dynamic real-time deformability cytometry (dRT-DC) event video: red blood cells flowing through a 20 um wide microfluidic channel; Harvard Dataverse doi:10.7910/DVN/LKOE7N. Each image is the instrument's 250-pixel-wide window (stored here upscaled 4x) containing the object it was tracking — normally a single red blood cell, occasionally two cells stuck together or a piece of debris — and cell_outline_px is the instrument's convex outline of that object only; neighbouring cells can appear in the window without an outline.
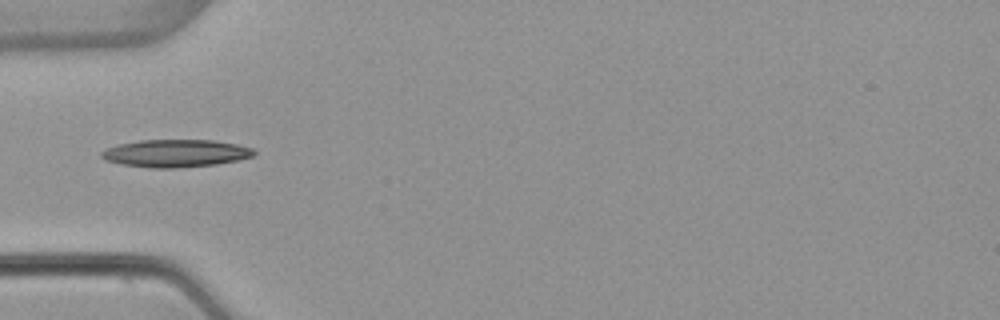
{"species": "common noctule bat (a hibernating species)", "species_latin": "Nyctalus noctula", "temperature_condition": "warm", "stored_images_in_passage": 3, "camera_frame_rate_fps": 3000, "um_per_image_px": 0.085, "animal": {"sex": "female", "body_mass_g": 22.7, "forearm_length_mm": 54.2}, "frame": {"image": 1, "passage_image": 1, "time_ms": 0.0, "image_size_px": [1000, 320], "cell_outline_px": [[256, 156], [240, 160], [216, 164], [176, 168], [152, 168], [120, 164], [104, 160], [100, 156], [100, 152], [104, 148], [120, 144], [140, 140], [212, 140], [236, 144], [252, 148], [256, 152]], "centroid_in_image_um": [14.92, 13.03], "position_along_channel_um": 70.1, "area_um2": 24.74}}